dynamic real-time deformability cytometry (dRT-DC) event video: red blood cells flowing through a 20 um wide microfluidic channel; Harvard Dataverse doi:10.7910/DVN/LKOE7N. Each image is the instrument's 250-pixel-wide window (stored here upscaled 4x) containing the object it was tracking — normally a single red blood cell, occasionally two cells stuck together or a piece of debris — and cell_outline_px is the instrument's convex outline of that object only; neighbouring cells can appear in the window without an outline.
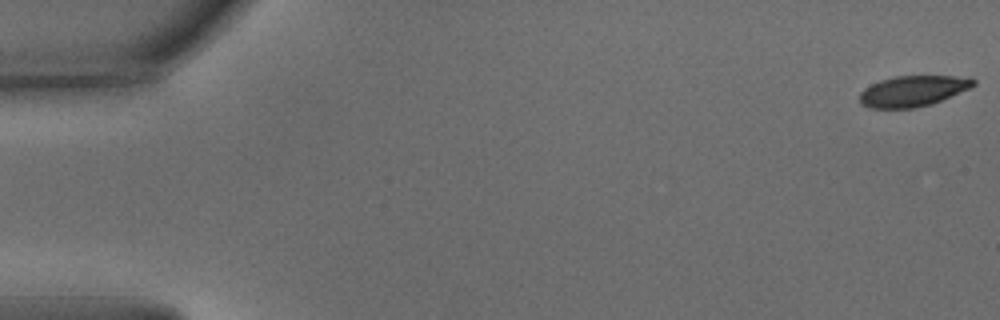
{"species": "common noctule bat (a hibernating species)", "species_latin": "Nyctalus noctula", "temperature_condition": "warm", "stored_images_in_passage": 54, "camera_frame_rate_fps": 3000, "um_per_image_px": 0.085, "animal": {"sex": "male", "body_mass_g": 15.6}, "frame": {"image": 1, "passage_image": 1, "time_ms": 0.0, "image_size_px": [1000, 320], "cell_outline_px": [[976, 84], [968, 88], [932, 104], [912, 108], [868, 108], [860, 104], [860, 92], [864, 88], [880, 80], [896, 76], [968, 76], [976, 80]], "centroid_in_image_um": [77.57, 7.73], "position_along_channel_um": 7.4, "area_um2": 20.35}}
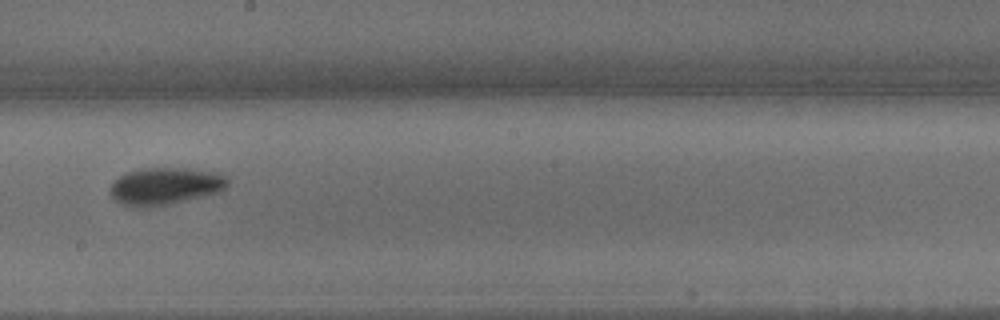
{"frame": {"image": 2, "passage_image": 31, "time_ms": 10.0, "image_size_px": [1000, 320], "cell_outline_px": [[228, 184], [224, 188], [216, 192], [168, 204], [148, 208], [140, 208], [120, 204], [112, 196], [108, 188], [120, 176], [128, 172], [140, 168], [184, 168], [220, 172], [228, 176]], "centroid_in_image_um": [14.02, 15.81], "position_along_channel_um": 234.2, "area_um2": 25.43}}
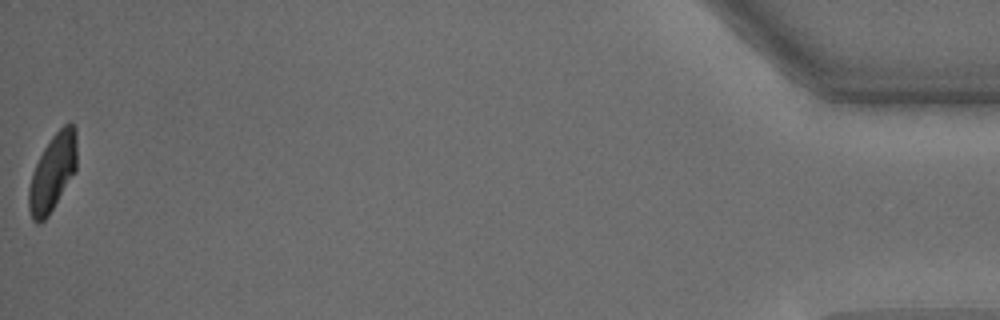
{"frame": {"image": 3, "passage_image": 54, "time_ms": 17.667, "image_size_px": [1000, 320], "cell_outline_px": [[76, 168], [48, 216], [44, 220], [36, 224], [32, 220], [28, 208], [28, 188], [32, 172], [44, 148], [52, 136], [68, 120], [76, 128]], "centroid_in_image_um": [4.45, 14.66], "position_along_channel_um": 430.8, "area_um2": 21.33}, "authors_computed_cell_mechanics": {"area_um2": 22.8888, "velocity_mm_per_s": 3.7872, "shape_relaxation_time_tau1_ms": 2.8187, "shape_relaxation_time_tau2_ms": 2.6267, "deformation_change_tau1": 0.1373, "deformation_change_tau2": 0.0688}}